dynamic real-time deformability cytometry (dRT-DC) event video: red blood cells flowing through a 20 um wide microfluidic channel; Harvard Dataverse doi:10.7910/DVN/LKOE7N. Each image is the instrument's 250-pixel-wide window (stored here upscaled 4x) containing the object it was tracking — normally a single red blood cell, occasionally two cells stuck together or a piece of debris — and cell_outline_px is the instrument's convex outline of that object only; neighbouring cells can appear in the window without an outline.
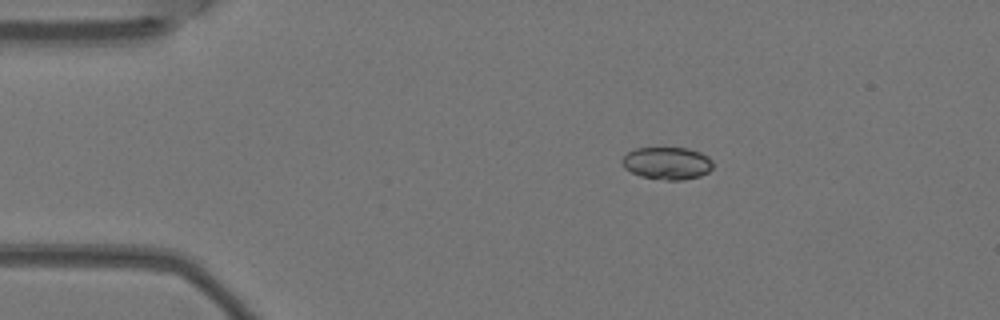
{"species": "Egyptian fruit bat (a non-hibernating species)", "species_latin": "Rousettus aegyptiacus", "temperature_condition": "warm", "stored_images_in_passage": 2, "camera_frame_rate_fps": 3000, "um_per_image_px": 0.085, "animal": {"sex": "female"}, "frame": {"image": 1, "passage_image": 1, "time_ms": 0.0, "image_size_px": [1000, 320], "cell_outline_px": [[712, 168], [708, 172], [700, 176], [680, 180], [664, 180], [640, 176], [624, 168], [620, 160], [628, 152], [636, 148], [688, 148], [700, 152], [708, 156], [712, 160]], "centroid_in_image_um": [56.7, 13.87], "position_along_channel_um": 28.3, "area_um2": 17.22}}